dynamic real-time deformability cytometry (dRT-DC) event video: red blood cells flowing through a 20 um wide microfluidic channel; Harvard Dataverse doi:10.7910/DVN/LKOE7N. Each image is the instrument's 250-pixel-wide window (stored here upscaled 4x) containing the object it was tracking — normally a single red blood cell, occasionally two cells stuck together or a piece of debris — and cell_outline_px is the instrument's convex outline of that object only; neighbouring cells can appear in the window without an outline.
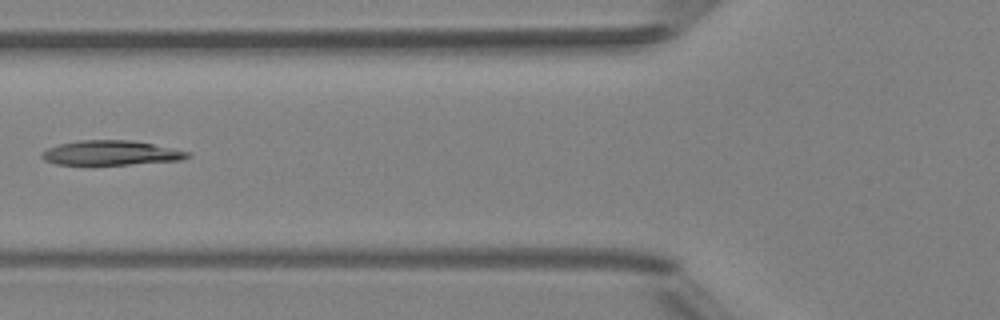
{"species": "Egyptian fruit bat (a non-hibernating species)", "species_latin": "Rousettus aegyptiacus", "temperature_condition": "room temperature", "stored_images_in_passage": 5, "camera_frame_rate_fps": 3000, "um_per_image_px": 0.085, "animal": {"sex": "female"}, "frame": {"image": 1, "passage_image": 5, "time_ms": 5.333, "image_size_px": [1000, 320], "cell_outline_px": [[192, 156], [180, 160], [128, 164], [56, 164], [44, 160], [40, 156], [40, 152], [48, 148], [60, 144], [80, 140], [128, 140], [152, 144], [192, 152]], "centroid_in_image_um": [9.43, 12.99], "position_along_channel_um": 116.4, "area_um2": 20.69}}